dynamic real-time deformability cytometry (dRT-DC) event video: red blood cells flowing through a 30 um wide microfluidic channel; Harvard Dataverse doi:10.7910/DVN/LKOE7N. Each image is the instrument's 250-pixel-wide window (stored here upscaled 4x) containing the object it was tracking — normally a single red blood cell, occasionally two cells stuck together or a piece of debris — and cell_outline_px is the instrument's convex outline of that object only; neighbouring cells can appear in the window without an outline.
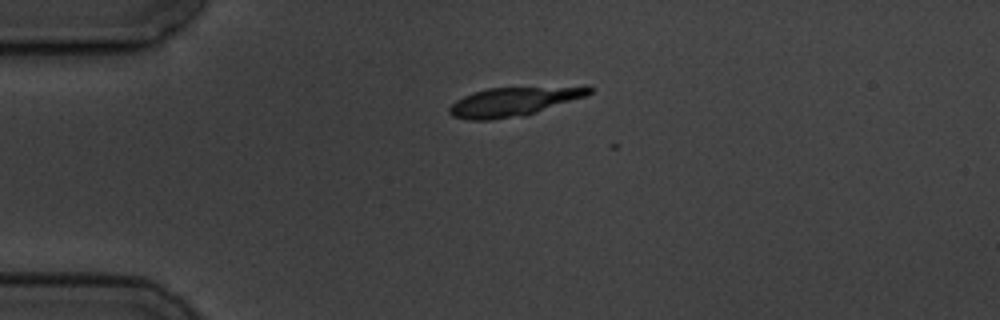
{"species": "common noctule bat (a hibernating species)", "species_latin": "Nyctalus noctula", "temperature_condition": "cold", "stored_images_in_passage": 3, "camera_frame_rate_fps": 3000, "um_per_image_px": 0.085, "animal": {"sex": "male", "body_mass_g": 19.5, "forearm_length_mm": 54.6}, "frame": {"image": 1, "passage_image": 2, "time_ms": 1.333, "image_size_px": [1000, 320], "cell_outline_px": [[596, 88], [592, 92], [584, 96], [524, 116], [492, 120], [468, 120], [452, 116], [448, 112], [448, 108], [456, 100], [464, 96], [488, 88], [588, 84]], "centroid_in_image_um": [43.75, 8.6], "position_along_channel_um": 41.2, "area_um2": 24.28}}